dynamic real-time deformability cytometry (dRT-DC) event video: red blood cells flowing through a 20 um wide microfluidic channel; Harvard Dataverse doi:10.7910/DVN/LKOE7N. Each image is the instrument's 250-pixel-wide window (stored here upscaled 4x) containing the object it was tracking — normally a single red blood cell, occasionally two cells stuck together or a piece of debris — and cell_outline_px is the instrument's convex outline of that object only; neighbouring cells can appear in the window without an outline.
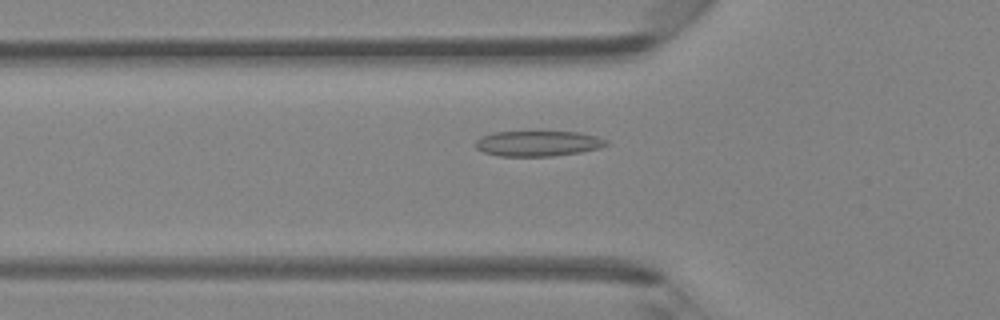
{"species": "Egyptian fruit bat (a non-hibernating species)", "species_latin": "Rousettus aegyptiacus", "temperature_condition": "room temperature", "stored_images_in_passage": 44, "camera_frame_rate_fps": 3000, "um_per_image_px": 0.085, "animal": {"sex": "female"}, "frame": {"image": 1, "passage_image": 13, "time_ms": 4.0, "image_size_px": [1000, 320], "cell_outline_px": [[608, 144], [600, 148], [580, 152], [552, 156], [500, 156], [484, 152], [476, 148], [476, 140], [480, 136], [492, 132], [576, 132], [596, 136], [608, 140]], "centroid_in_image_um": [45.72, 12.19], "position_along_channel_um": 80.1, "area_um2": 19.31}}
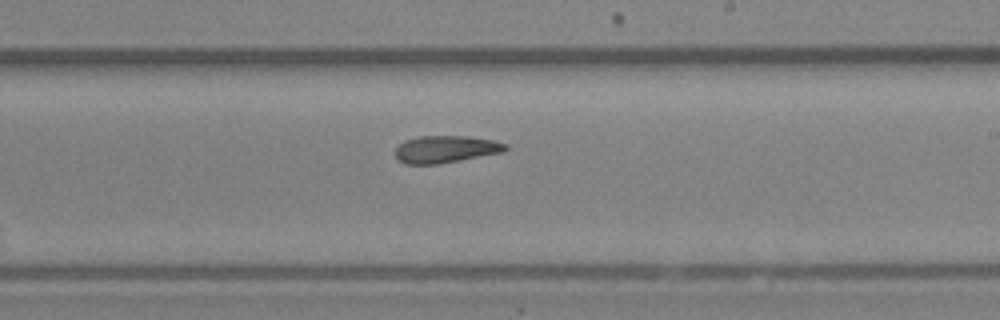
{"frame": {"image": 2, "passage_image": 25, "time_ms": 8.0, "image_size_px": [1000, 320], "cell_outline_px": [[508, 148], [504, 152], [436, 164], [404, 164], [396, 160], [396, 148], [404, 140], [416, 136], [468, 136], [492, 140], [508, 144]], "centroid_in_image_um": [37.86, 12.68], "position_along_channel_um": 251.1, "area_um2": 17.51}}
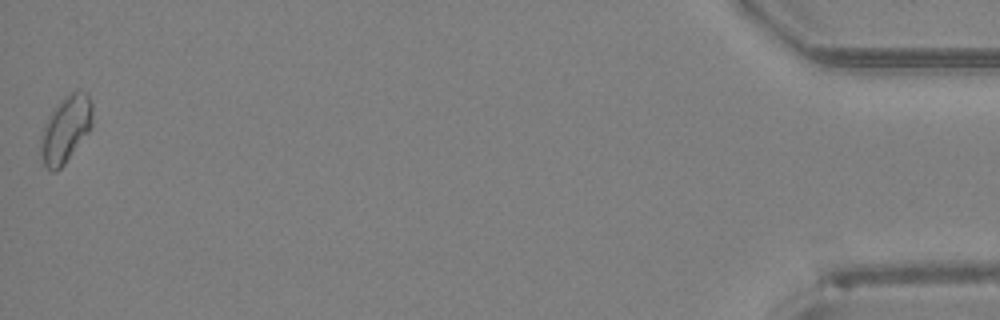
{"frame": {"image": 3, "passage_image": 44, "time_ms": 14.333, "image_size_px": [1000, 320], "cell_outline_px": [[92, 128], [64, 164], [56, 172], [52, 172], [44, 164], [40, 156], [40, 136], [48, 116], [52, 108], [64, 96], [76, 88], [88, 92], [92, 100]], "centroid_in_image_um": [5.59, 10.92], "position_along_channel_um": 429.6, "area_um2": 20.63}, "authors_computed_cell_mechanics": {"area_um2": 18.3226, "velocity_mm_per_s": 4.2937, "shape_relaxation_time_tau1_ms": null, "shape_relaxation_time_tau2_ms": 5.3737, "deformation_change_tau1": null, "deformation_change_tau2": 0.1188}}